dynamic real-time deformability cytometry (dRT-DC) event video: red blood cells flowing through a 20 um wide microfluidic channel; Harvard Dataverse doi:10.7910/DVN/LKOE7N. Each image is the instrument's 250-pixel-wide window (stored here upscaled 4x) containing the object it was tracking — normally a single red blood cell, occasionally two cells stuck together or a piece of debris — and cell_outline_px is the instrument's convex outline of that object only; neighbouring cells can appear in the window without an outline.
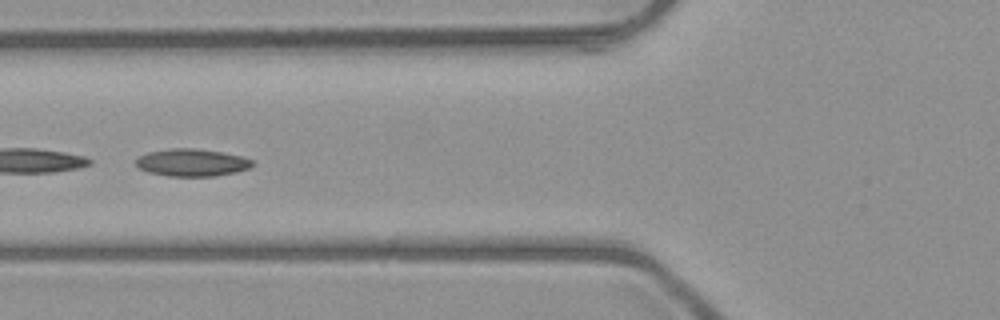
{"species": "common noctule bat (a hibernating species)", "species_latin": "Nyctalus noctula", "temperature_condition": "room temperature", "stored_images_in_passage": 7, "camera_frame_rate_fps": 3000, "um_per_image_px": 0.085, "animal": {"sex": "male", "body_mass_g": 23.1, "forearm_length_mm": 52.7}, "frame": {"image": 1, "passage_image": 6, "time_ms": 6.667, "image_size_px": [1000, 320], "cell_outline_px": [[252, 164], [248, 168], [236, 172], [212, 176], [168, 176], [148, 172], [140, 168], [136, 164], [136, 160], [140, 156], [148, 152], [172, 148], [192, 148], [220, 152], [240, 156], [252, 160]], "centroid_in_image_um": [16.28, 13.82], "position_along_channel_um": 109.5, "area_um2": 18.26}}
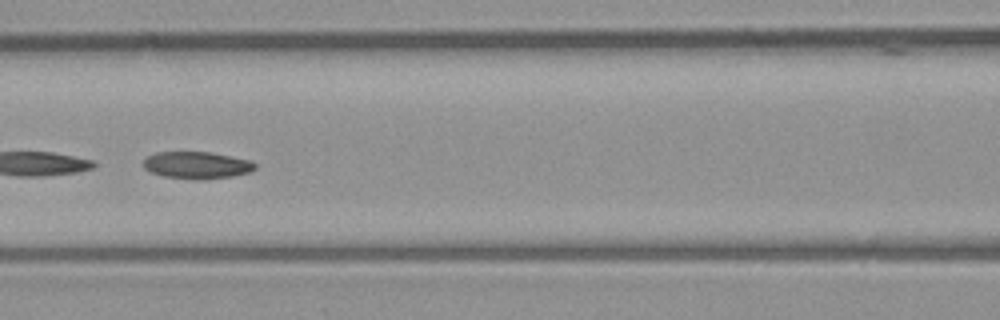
{"frame": {"image": 2, "passage_image": 7, "time_ms": 7.667, "image_size_px": [1000, 320], "cell_outline_px": [[256, 168], [252, 172], [232, 176], [200, 180], [196, 180], [164, 176], [148, 172], [144, 168], [144, 160], [148, 156], [156, 152], [208, 152], [252, 160], [256, 164]], "centroid_in_image_um": [16.75, 14.05], "position_along_channel_um": 149.9, "area_um2": 17.74}}